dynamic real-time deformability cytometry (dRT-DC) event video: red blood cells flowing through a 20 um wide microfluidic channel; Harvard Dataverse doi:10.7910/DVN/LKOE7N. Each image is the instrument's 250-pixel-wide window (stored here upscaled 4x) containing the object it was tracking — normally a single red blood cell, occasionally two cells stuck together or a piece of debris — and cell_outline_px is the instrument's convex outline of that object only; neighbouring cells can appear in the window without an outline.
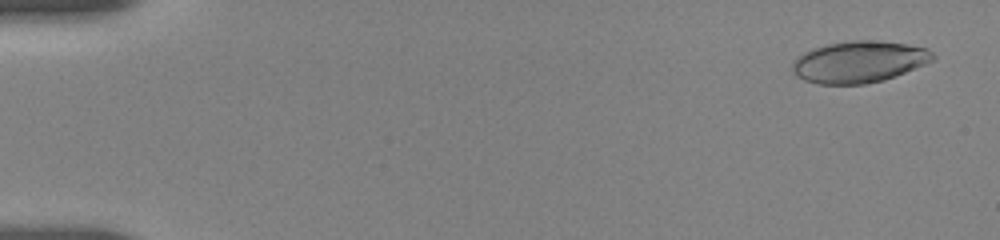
{"species": "human", "species_latin": "Homo sapiens", "temperature_condition": "room temperature", "stored_images_in_passage": 16, "camera_frame_rate_fps": 3000, "um_per_image_px": 0.085, "donor": {"sex": "female"}, "frame": {"image": 1, "passage_image": 3, "time_ms": 0.667, "image_size_px": [1000, 240], "cell_outline_px": [[936, 56], [932, 60], [924, 64], [884, 80], [864, 84], [816, 84], [804, 80], [796, 76], [792, 72], [792, 64], [796, 56], [812, 48], [828, 44], [856, 40], [880, 40], [908, 44], [924, 48], [932, 52]], "centroid_in_image_um": [72.97, 5.25], "position_along_channel_um": 12.0, "area_um2": 34.04}}
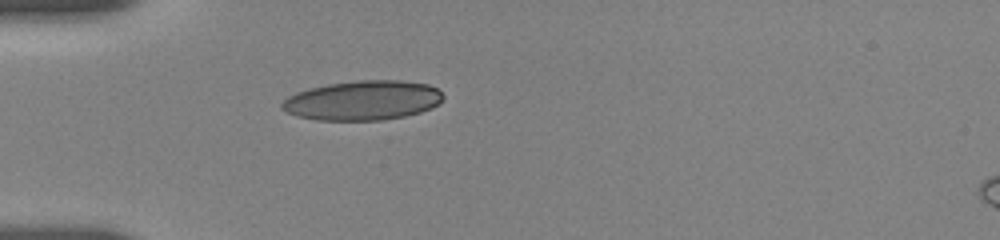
{"frame": {"image": 2, "passage_image": 14, "time_ms": 5.333, "image_size_px": [1000, 240], "cell_outline_px": [[444, 96], [432, 108], [420, 112], [404, 116], [384, 120], [316, 120], [296, 116], [280, 108], [280, 104], [288, 96], [296, 92], [308, 88], [328, 84], [360, 80], [400, 80], [428, 84], [436, 88]], "centroid_in_image_um": [30.8, 8.53], "position_along_channel_um": 54.2, "area_um2": 37.17}}